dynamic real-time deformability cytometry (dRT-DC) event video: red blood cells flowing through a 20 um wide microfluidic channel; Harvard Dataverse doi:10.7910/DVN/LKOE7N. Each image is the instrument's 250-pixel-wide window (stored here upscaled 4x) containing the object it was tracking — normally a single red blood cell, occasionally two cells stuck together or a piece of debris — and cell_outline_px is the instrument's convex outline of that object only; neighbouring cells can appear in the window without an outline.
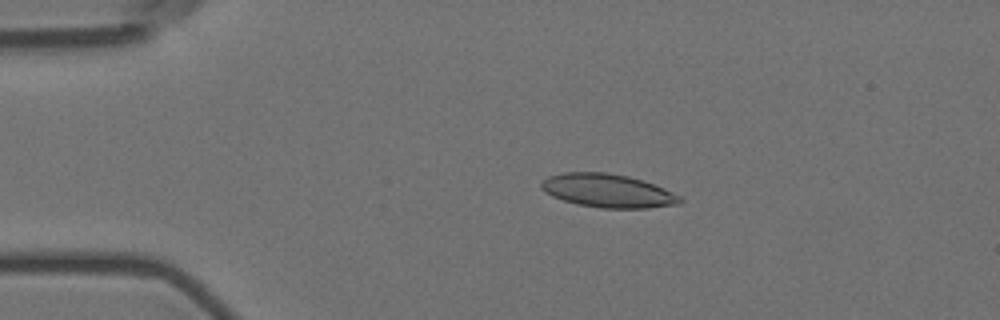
{"species": "Egyptian fruit bat (a non-hibernating species)", "species_latin": "Rousettus aegyptiacus", "temperature_condition": "room temperature", "stored_images_in_passage": 4, "camera_frame_rate_fps": 3000, "um_per_image_px": 0.085, "animal": {"sex": "female"}, "frame": {"image": 1, "passage_image": 3, "time_ms": 2.333, "image_size_px": [1000, 320], "cell_outline_px": [[684, 200], [680, 204], [648, 208], [600, 208], [576, 204], [552, 196], [544, 192], [540, 188], [540, 184], [548, 176], [564, 172], [604, 172], [628, 176], [644, 180], [664, 188], [680, 196]], "centroid_in_image_um": [51.67, 16.21], "position_along_channel_um": 33.3, "area_um2": 27.22}}